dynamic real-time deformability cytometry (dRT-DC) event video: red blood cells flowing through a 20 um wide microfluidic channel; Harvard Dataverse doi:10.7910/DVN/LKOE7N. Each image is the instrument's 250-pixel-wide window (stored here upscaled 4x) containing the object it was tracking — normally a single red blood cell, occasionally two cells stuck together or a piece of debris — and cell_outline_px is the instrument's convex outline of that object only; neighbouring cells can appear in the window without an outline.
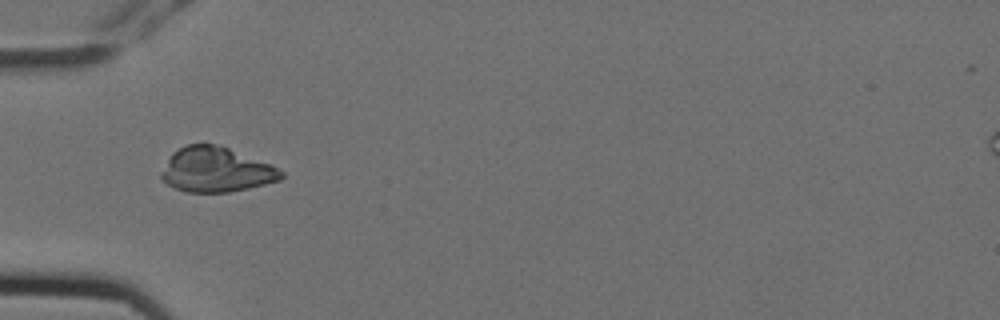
{"species": "Egyptian fruit bat (a non-hibernating species)", "species_latin": "Rousettus aegyptiacus", "temperature_condition": "cold", "stored_images_in_passage": 4, "camera_frame_rate_fps": 3000, "um_per_image_px": 0.085, "animal": {"sex": "female"}, "frame": {"image": 1, "passage_image": 1, "time_ms": 0.0, "image_size_px": [1000, 320], "cell_outline_px": [[284, 176], [280, 180], [248, 188], [228, 192], [188, 192], [176, 188], [160, 180], [160, 172], [172, 152], [188, 144], [220, 144], [272, 164], [284, 172]], "centroid_in_image_um": [18.37, 14.41], "position_along_channel_um": 66.6, "area_um2": 31.5}}
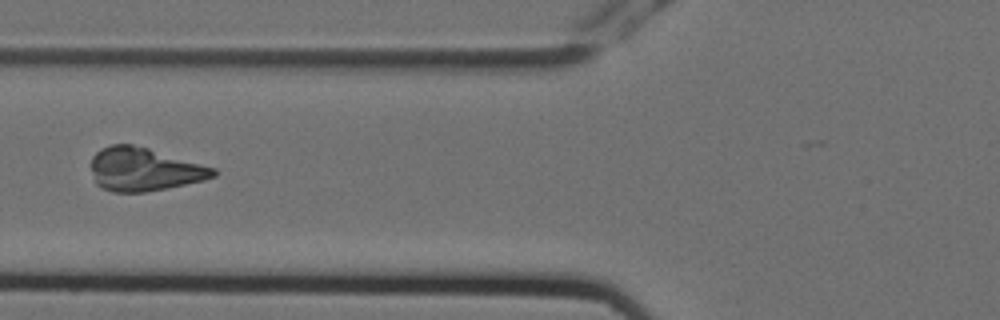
{"frame": {"image": 2, "passage_image": 2, "time_ms": 0.333, "image_size_px": [1000, 320], "cell_outline_px": [[216, 176], [204, 180], [168, 188], [144, 192], [112, 192], [100, 188], [96, 184], [88, 164], [92, 156], [100, 148], [112, 144], [132, 144], [148, 148], [216, 168]], "centroid_in_image_um": [12.19, 14.4], "position_along_channel_um": 113.6, "area_um2": 31.15}}
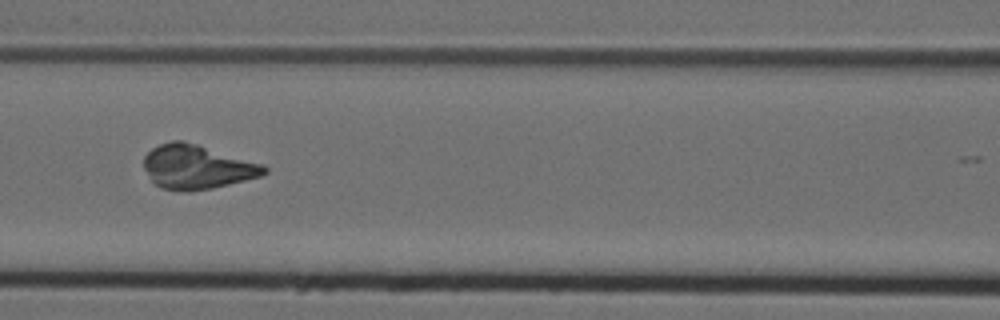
{"frame": {"image": 3, "passage_image": 3, "time_ms": 0.667, "image_size_px": [1000, 320], "cell_outline_px": [[268, 172], [260, 176], [212, 188], [188, 192], [184, 192], [160, 188], [152, 180], [144, 168], [144, 156], [152, 148], [160, 144], [172, 140], [184, 140], [264, 164], [268, 168]], "centroid_in_image_um": [16.74, 14.19], "position_along_channel_um": 149.9, "area_um2": 30.98}}